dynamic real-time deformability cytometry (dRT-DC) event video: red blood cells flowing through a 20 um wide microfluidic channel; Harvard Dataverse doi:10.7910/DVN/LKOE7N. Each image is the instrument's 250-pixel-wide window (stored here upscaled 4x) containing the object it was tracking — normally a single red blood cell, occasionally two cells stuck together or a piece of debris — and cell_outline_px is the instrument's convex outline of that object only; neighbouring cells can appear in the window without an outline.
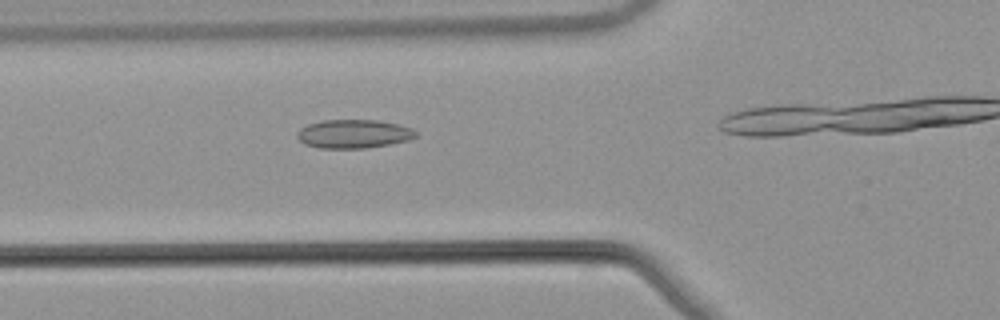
{"species": "common noctule bat (a hibernating species)", "species_latin": "Nyctalus noctula", "temperature_condition": "warm", "stored_images_in_passage": 31, "camera_frame_rate_fps": 3000, "um_per_image_px": 0.085, "animal": {"sex": "male", "body_mass_g": 21.5, "forearm_length_mm": 52.0}, "frame": {"image": 1, "passage_image": 14, "time_ms": 4.333, "image_size_px": [1000, 320], "cell_outline_px": [[420, 132], [416, 136], [408, 140], [388, 144], [364, 148], [320, 148], [304, 144], [296, 136], [296, 132], [300, 128], [308, 124], [324, 120], [380, 120], [412, 128]], "centroid_in_image_um": [30.05, 11.37], "position_along_channel_um": 95.7, "area_um2": 19.83}}